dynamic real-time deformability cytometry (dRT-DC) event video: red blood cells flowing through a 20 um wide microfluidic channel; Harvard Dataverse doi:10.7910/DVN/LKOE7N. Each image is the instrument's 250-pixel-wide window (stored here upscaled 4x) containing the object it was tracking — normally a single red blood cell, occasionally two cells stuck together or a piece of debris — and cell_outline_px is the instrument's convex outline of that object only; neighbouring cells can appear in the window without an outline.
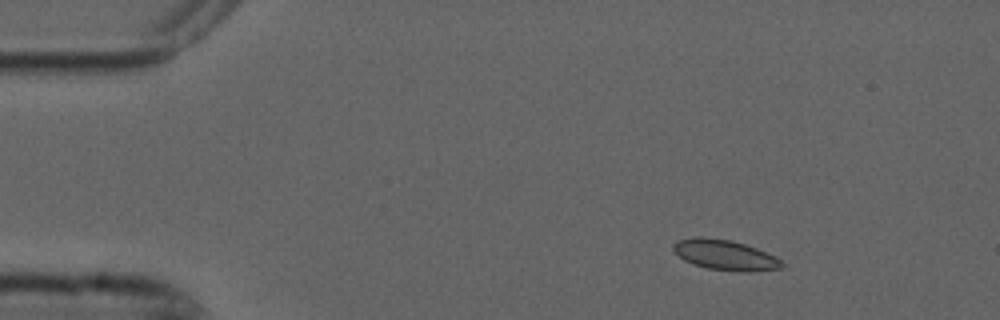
{"species": "common noctule bat (a hibernating species)", "species_latin": "Nyctalus noctula", "temperature_condition": "cold", "stored_images_in_passage": 4, "camera_frame_rate_fps": 3000, "um_per_image_px": 0.085, "animal": {"sex": "male", "forearm_length_mm": 52.5}, "frame": {"image": 1, "passage_image": 2, "time_ms": 0.333, "image_size_px": [1000, 320], "cell_outline_px": [[784, 268], [748, 272], [736, 272], [708, 268], [692, 264], [684, 260], [672, 248], [672, 244], [676, 240], [696, 236], [704, 236], [732, 240], [756, 248], [776, 256], [784, 264]], "centroid_in_image_um": [61.62, 21.67], "position_along_channel_um": 23.4, "area_um2": 19.42}}